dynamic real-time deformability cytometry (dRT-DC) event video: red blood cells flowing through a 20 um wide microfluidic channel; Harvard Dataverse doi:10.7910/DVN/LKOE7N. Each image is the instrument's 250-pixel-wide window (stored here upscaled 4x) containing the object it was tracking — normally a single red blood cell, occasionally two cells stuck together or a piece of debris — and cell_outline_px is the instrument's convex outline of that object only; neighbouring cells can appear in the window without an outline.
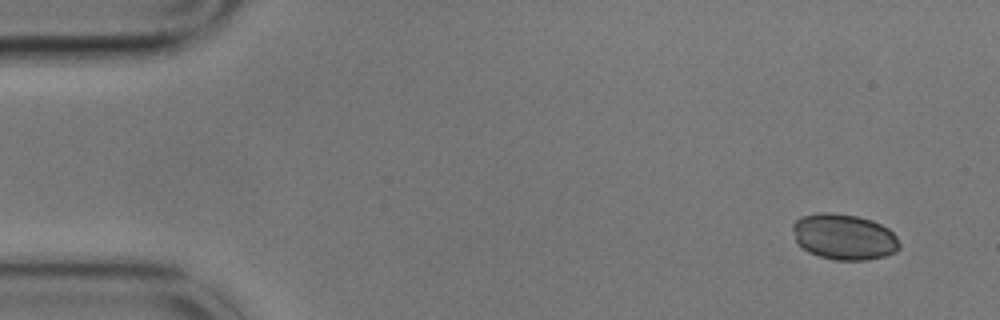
{"species": "common noctule bat (a hibernating species)", "species_latin": "Nyctalus noctula", "temperature_condition": "cold", "stored_images_in_passage": 5, "camera_frame_rate_fps": 3000, "um_per_image_px": 0.085, "animal": {"sex": "male", "body_mass_g": 17.9}, "frame": {"image": 1, "passage_image": 1, "time_ms": 0.0, "image_size_px": [1000, 320], "cell_outline_px": [[900, 248], [896, 252], [884, 256], [868, 260], [836, 260], [820, 256], [808, 252], [796, 244], [792, 228], [792, 224], [800, 216], [816, 212], [832, 212], [856, 216], [872, 220], [888, 228], [896, 236], [900, 244]], "centroid_in_image_um": [71.71, 20.12], "position_along_channel_um": 13.3, "area_um2": 28.84}}
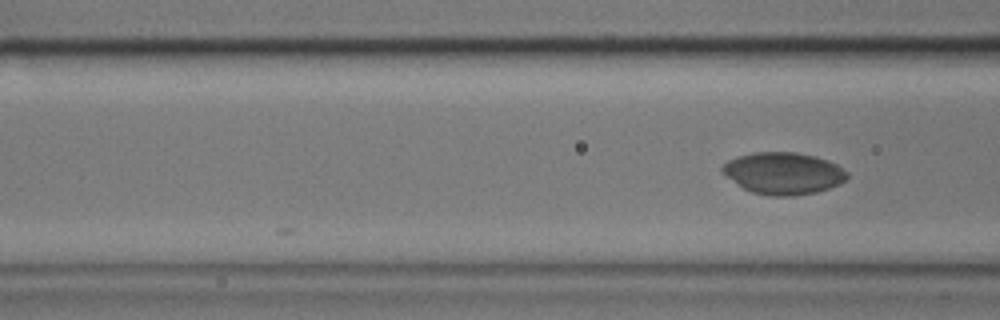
{"frame": {"image": 2, "passage_image": 5, "time_ms": 1.333, "image_size_px": [1000, 320], "cell_outline_px": [[848, 176], [840, 184], [816, 192], [792, 196], [768, 196], [752, 192], [744, 188], [720, 172], [720, 168], [728, 160], [752, 152], [796, 152], [816, 156], [828, 160], [836, 164], [848, 172]], "centroid_in_image_um": [66.58, 14.72], "position_along_channel_um": 100.0, "area_um2": 30.52}}